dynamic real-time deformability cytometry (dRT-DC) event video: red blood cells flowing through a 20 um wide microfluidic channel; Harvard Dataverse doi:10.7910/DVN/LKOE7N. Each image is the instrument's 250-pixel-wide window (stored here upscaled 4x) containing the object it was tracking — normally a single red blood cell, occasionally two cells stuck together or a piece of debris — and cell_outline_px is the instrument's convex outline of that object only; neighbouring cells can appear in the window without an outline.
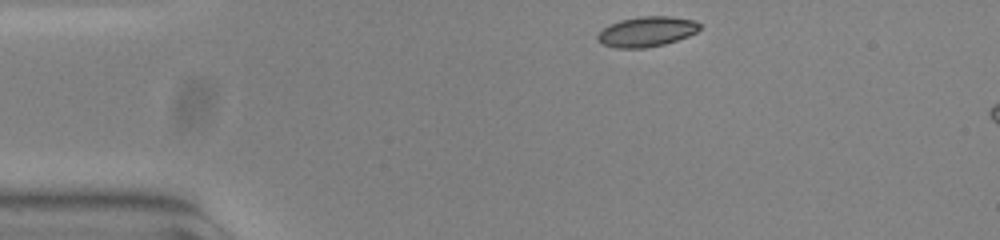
{"species": "common noctule bat (a hibernating species)", "species_latin": "Nyctalus noctula", "temperature_condition": "warm", "stored_images_in_passage": 6, "camera_frame_rate_fps": 3000, "um_per_image_px": 0.085, "animal": {"sex": "female", "body_mass_g": 23.0, "forearm_length_mm": 53.4}, "frame": {"image": 1, "passage_image": 1, "time_ms": 0.0, "image_size_px": [1000, 240], "cell_outline_px": [[700, 28], [696, 32], [688, 36], [664, 44], [644, 48], [616, 48], [604, 44], [596, 40], [596, 36], [608, 24], [620, 20], [640, 16], [668, 16], [696, 20], [700, 24]], "centroid_in_image_um": [54.96, 2.68], "position_along_channel_um": 30.0, "area_um2": 17.92}}